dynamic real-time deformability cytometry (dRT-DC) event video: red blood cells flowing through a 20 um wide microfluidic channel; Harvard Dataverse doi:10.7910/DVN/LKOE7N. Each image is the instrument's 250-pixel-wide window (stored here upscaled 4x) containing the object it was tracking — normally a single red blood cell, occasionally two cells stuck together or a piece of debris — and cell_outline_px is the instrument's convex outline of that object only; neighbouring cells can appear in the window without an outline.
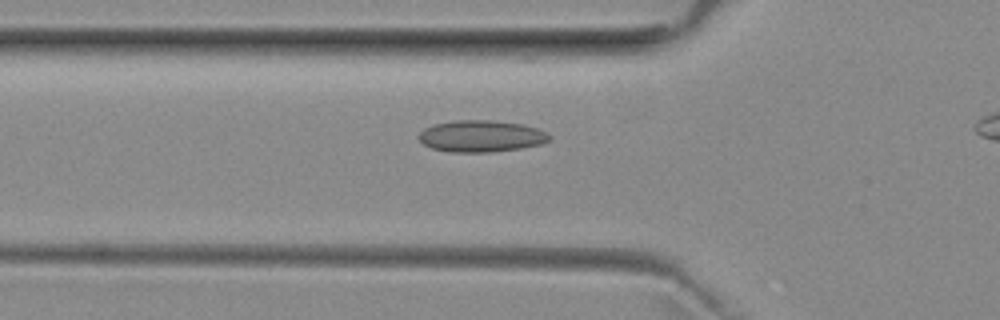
{"species": "common noctule bat (a hibernating species)", "species_latin": "Nyctalus noctula", "temperature_condition": "room temperature", "stored_images_in_passage": 36, "camera_frame_rate_fps": 3000, "um_per_image_px": 0.085, "animal": {"sex": "female", "body_mass_g": 29.2, "forearm_length_mm": 56.3}, "frame": {"image": 1, "passage_image": 11, "time_ms": 3.333, "image_size_px": [1000, 320], "cell_outline_px": [[552, 136], [548, 140], [540, 144], [520, 148], [492, 152], [452, 152], [432, 148], [424, 144], [420, 140], [420, 132], [424, 128], [432, 124], [456, 120], [492, 120], [524, 124], [548, 132]], "centroid_in_image_um": [40.91, 11.56], "position_along_channel_um": 84.9, "area_um2": 24.1}}
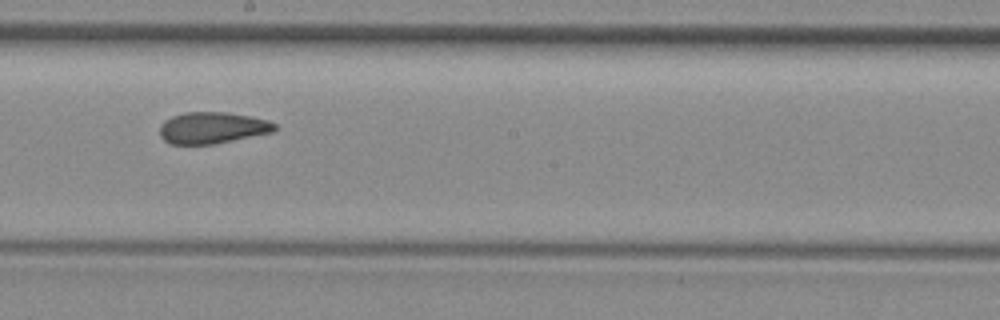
{"frame": {"image": 2, "passage_image": 22, "time_ms": 7.0, "image_size_px": [1000, 320], "cell_outline_px": [[276, 128], [272, 132], [212, 144], [172, 144], [164, 140], [160, 136], [160, 124], [164, 120], [172, 116], [184, 112], [228, 112], [252, 116], [268, 120], [276, 124]], "centroid_in_image_um": [18.03, 10.85], "position_along_channel_um": 230.2, "area_um2": 21.1}}
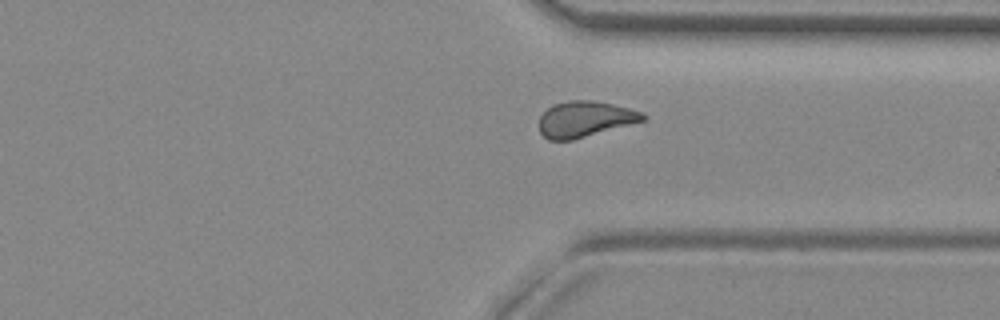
{"frame": {"image": 3, "passage_image": 32, "time_ms": 10.333, "image_size_px": [1000, 320], "cell_outline_px": [[648, 116], [644, 120], [572, 140], [548, 140], [540, 132], [540, 116], [552, 104], [568, 100], [592, 100], [612, 104], [644, 112]], "centroid_in_image_um": [49.71, 10.11], "position_along_channel_um": 361.7, "area_um2": 21.5}}